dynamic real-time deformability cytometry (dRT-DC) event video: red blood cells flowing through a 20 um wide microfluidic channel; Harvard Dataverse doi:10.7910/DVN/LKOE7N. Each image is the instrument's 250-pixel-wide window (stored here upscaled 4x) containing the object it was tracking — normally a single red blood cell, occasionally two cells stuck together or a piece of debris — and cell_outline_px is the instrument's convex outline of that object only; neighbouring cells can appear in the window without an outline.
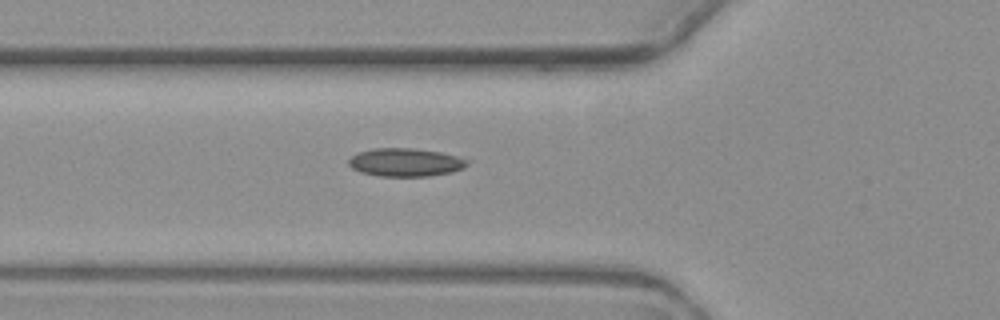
{"species": "common noctule bat (a hibernating species)", "species_latin": "Nyctalus noctula", "temperature_condition": "warm", "stored_images_in_passage": 7, "camera_frame_rate_fps": 3000, "um_per_image_px": 0.085, "animal": {"sex": "female", "body_mass_g": 19.3, "forearm_length_mm": 54.1}, "frame": {"image": 1, "passage_image": 7, "time_ms": 8.0, "image_size_px": [1000, 320], "cell_outline_px": [[472, 160], [464, 168], [452, 172], [428, 176], [380, 176], [360, 172], [352, 168], [348, 164], [348, 160], [356, 152], [372, 148], [412, 148], [440, 152]], "centroid_in_image_um": [34.47, 13.79], "position_along_channel_um": 91.3, "area_um2": 19.65}}